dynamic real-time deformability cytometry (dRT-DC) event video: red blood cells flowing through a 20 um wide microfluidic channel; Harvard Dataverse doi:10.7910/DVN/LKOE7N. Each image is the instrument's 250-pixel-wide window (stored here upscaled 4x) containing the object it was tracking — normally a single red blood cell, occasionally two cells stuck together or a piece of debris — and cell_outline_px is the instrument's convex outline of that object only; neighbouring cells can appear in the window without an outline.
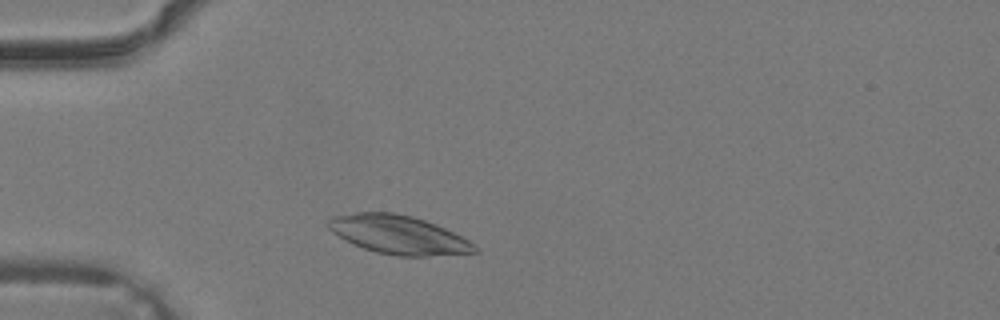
{"species": "common noctule bat (a hibernating species)", "species_latin": "Nyctalus noctula", "temperature_condition": "warm", "stored_images_in_passage": 28, "camera_frame_rate_fps": 3000, "um_per_image_px": 0.085, "animal": {"sex": "male", "body_mass_g": 19.2, "forearm_length_mm": 51.8}, "frame": {"image": 1, "passage_image": 3, "time_ms": 0.667, "image_size_px": [1000, 320], "cell_outline_px": [[480, 252], [424, 256], [396, 256], [376, 252], [364, 248], [344, 240], [332, 232], [328, 228], [328, 220], [332, 216], [356, 212], [392, 212], [412, 216], [436, 224], [468, 240]], "centroid_in_image_um": [33.83, 19.94], "position_along_channel_um": 51.2, "area_um2": 32.71}}
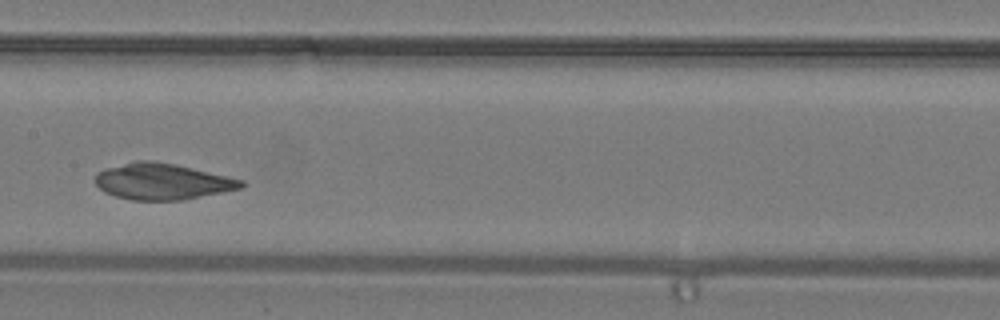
{"frame": {"image": 2, "passage_image": 12, "time_ms": 3.667, "image_size_px": [1000, 320], "cell_outline_px": [[248, 184], [240, 188], [180, 200], [132, 200], [116, 196], [104, 192], [96, 184], [96, 172], [104, 168], [136, 160], [152, 160], [176, 164], [244, 180]], "centroid_in_image_um": [13.77, 15.41], "position_along_channel_um": 193.6, "area_um2": 30.69}}
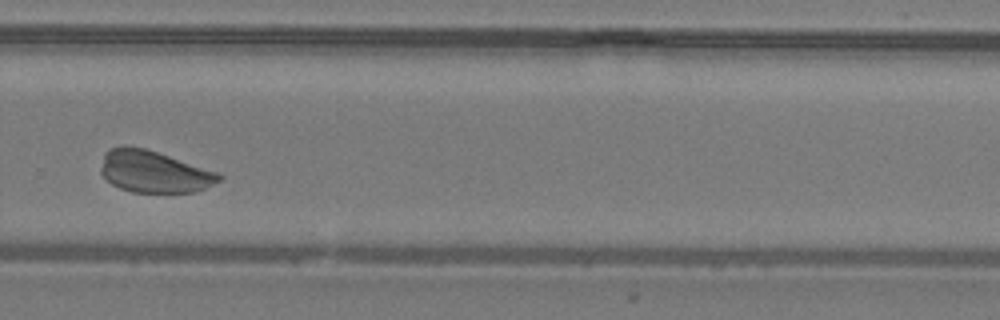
{"frame": {"image": 3, "passage_image": 19, "time_ms": 6.0, "image_size_px": [1000, 320], "cell_outline_px": [[224, 176], [220, 180], [196, 192], [132, 192], [120, 188], [112, 184], [100, 172], [100, 168], [104, 152], [108, 148], [124, 144], [144, 148], [220, 172]], "centroid_in_image_um": [13.07, 14.57], "position_along_channel_um": 316.7, "area_um2": 29.02}}